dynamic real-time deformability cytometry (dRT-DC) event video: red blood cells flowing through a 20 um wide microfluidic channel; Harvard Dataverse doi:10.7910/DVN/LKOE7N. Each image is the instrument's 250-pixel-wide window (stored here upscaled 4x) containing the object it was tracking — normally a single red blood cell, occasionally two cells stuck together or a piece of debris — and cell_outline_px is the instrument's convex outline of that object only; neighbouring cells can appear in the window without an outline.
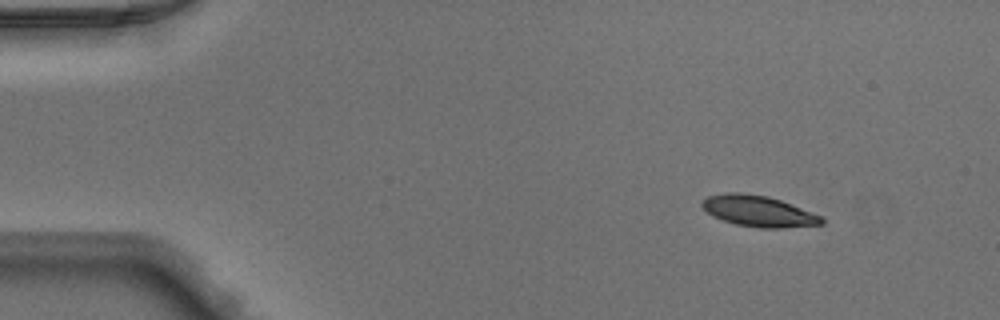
{"species": "Egyptian fruit bat (a non-hibernating species)", "species_latin": "Rousettus aegyptiacus", "temperature_condition": "warm", "stored_images_in_passage": 46, "camera_frame_rate_fps": 3000, "um_per_image_px": 0.085, "animal": {"sex": "male"}, "frame": {"image": 1, "passage_image": 3, "time_ms": 0.667, "image_size_px": [1000, 320], "cell_outline_px": [[824, 224], [780, 228], [760, 228], [736, 224], [712, 216], [700, 204], [708, 196], [724, 192], [740, 192], [768, 196], [780, 200], [820, 216], [824, 220]], "centroid_in_image_um": [64.44, 17.94], "position_along_channel_um": 20.6, "area_um2": 21.33}}
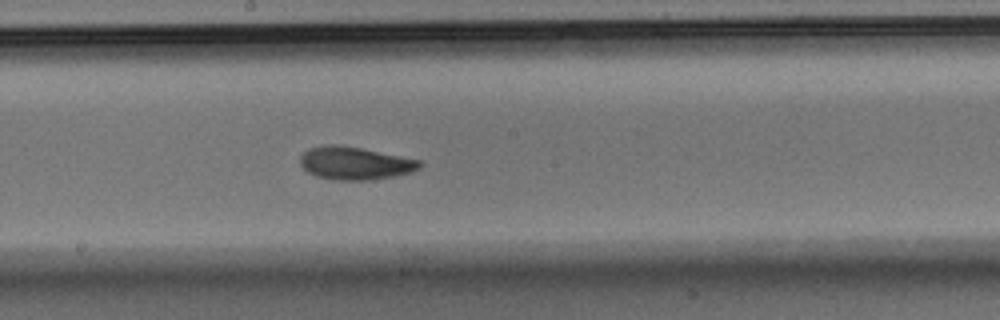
{"frame": {"image": 2, "passage_image": 24, "time_ms": 7.667, "image_size_px": [1000, 320], "cell_outline_px": [[424, 164], [420, 168], [412, 172], [396, 176], [372, 180], [336, 180], [316, 176], [308, 172], [300, 164], [300, 156], [308, 148], [328, 144], [340, 144], [420, 160]], "centroid_in_image_um": [30.18, 13.87], "position_along_channel_um": 218.0, "area_um2": 23.0}}
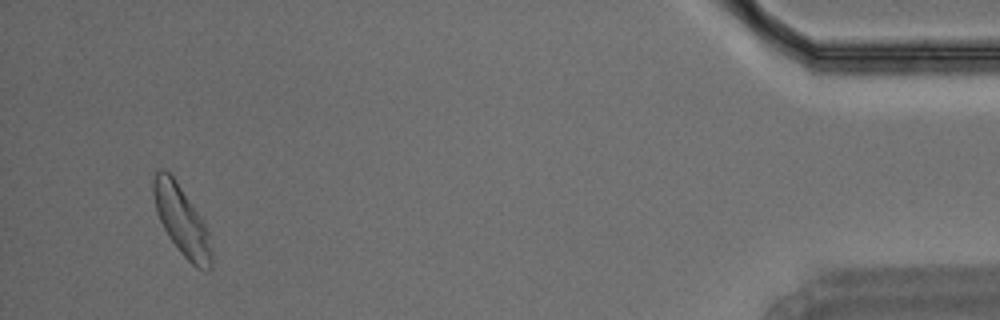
{"frame": {"image": 3, "passage_image": 44, "time_ms": 14.333, "image_size_px": [1000, 320], "cell_outline_px": [[212, 268], [196, 268], [180, 252], [168, 236], [156, 212], [152, 192], [152, 180], [156, 168], [164, 168], [176, 180], [200, 216], [208, 232], [212, 252]], "centroid_in_image_um": [15.4, 18.7], "position_along_channel_um": 419.8, "area_um2": 23.35}}